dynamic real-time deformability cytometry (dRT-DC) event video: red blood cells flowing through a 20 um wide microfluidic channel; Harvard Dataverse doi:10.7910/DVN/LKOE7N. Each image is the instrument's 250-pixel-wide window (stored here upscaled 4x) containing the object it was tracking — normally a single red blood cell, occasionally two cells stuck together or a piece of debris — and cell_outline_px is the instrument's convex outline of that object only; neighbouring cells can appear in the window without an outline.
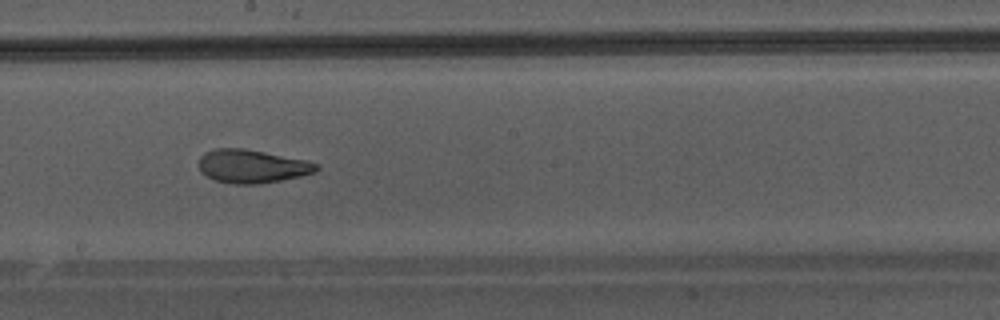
{"species": "Egyptian fruit bat (a non-hibernating species)", "species_latin": "Rousettus aegyptiacus", "temperature_condition": "warm", "stored_images_in_passage": 47, "camera_frame_rate_fps": 3000, "um_per_image_px": 0.085, "animal": {"sex": "male"}, "frame": {"image": 1, "passage_image": 27, "time_ms": 8.667, "image_size_px": [1000, 320], "cell_outline_px": [[320, 168], [316, 172], [300, 176], [260, 184], [232, 184], [216, 180], [200, 172], [196, 164], [200, 156], [204, 152], [216, 148], [244, 148], [308, 160], [320, 164]], "centroid_in_image_um": [21.42, 14.12], "position_along_channel_um": 226.8, "area_um2": 23.24}}